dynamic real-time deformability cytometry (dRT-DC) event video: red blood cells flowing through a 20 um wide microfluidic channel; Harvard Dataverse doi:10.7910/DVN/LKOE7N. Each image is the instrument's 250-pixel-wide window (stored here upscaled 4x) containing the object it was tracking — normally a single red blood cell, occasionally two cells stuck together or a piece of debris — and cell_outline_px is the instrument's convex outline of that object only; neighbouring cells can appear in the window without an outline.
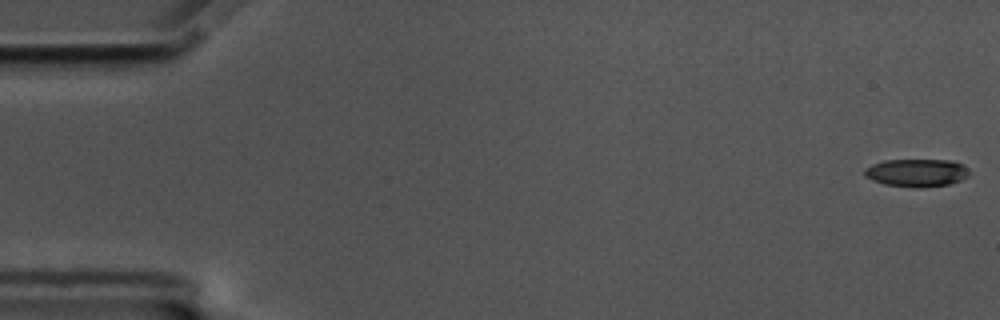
{"species": "common noctule bat (a hibernating species)", "species_latin": "Nyctalus noctula", "temperature_condition": "cold", "stored_images_in_passage": 58, "camera_frame_rate_fps": 3000, "um_per_image_px": 0.085, "animal": {"sex": "male", "body_mass_g": 17.5, "forearm_length_mm": 52.3}, "frame": {"image": 1, "passage_image": 1, "time_ms": 0.0, "image_size_px": [1000, 320], "cell_outline_px": [[972, 172], [968, 176], [960, 180], [948, 184], [920, 188], [912, 188], [884, 184], [872, 180], [864, 176], [864, 168], [872, 164], [884, 160], [952, 160], [968, 168]], "centroid_in_image_um": [77.9, 14.69], "position_along_channel_um": 7.1, "area_um2": 17.17}}
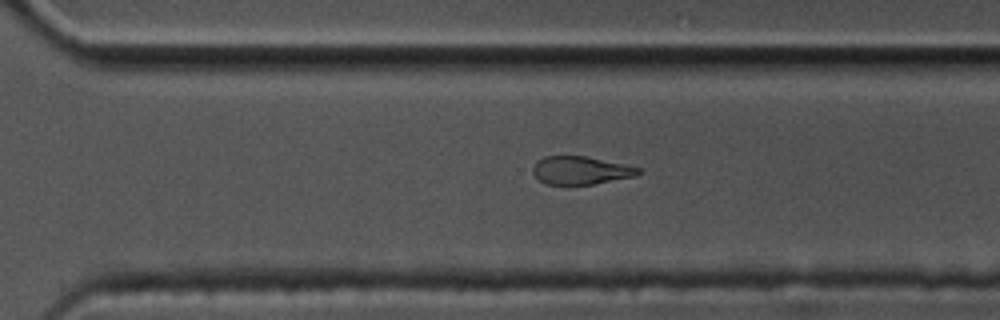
{"frame": {"image": 2, "passage_image": 40, "time_ms": 13.0, "image_size_px": [1000, 320], "cell_outline_px": [[640, 172], [636, 176], [592, 184], [544, 184], [532, 172], [532, 168], [536, 160], [544, 156], [584, 156], [624, 164], [640, 168]], "centroid_in_image_um": [49.32, 14.47], "position_along_channel_um": 321.3, "area_um2": 17.11}}
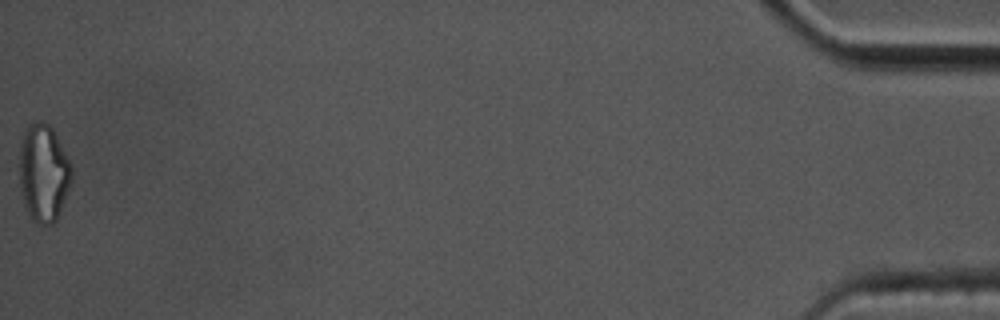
{"frame": {"image": 3, "passage_image": 58, "time_ms": 19.0, "image_size_px": [1000, 320], "cell_outline_px": [[72, 184], [56, 220], [52, 224], [40, 224], [32, 220], [24, 208], [20, 188], [20, 144], [24, 128], [32, 120], [44, 120], [52, 128], [68, 156], [72, 164]], "centroid_in_image_um": [3.7, 14.67], "position_along_channel_um": 431.5, "area_um2": 30.4}, "authors_computed_cell_mechanics": {"area_um2": 18.785, "velocity_mm_per_s": 3.4979, "shape_relaxation_time_tau1_ms": 5.3258, "shape_relaxation_time_tau2_ms": 7.4445, "deformation_change_tau1": 0.1554, "deformation_change_tau2": 0.1688}}